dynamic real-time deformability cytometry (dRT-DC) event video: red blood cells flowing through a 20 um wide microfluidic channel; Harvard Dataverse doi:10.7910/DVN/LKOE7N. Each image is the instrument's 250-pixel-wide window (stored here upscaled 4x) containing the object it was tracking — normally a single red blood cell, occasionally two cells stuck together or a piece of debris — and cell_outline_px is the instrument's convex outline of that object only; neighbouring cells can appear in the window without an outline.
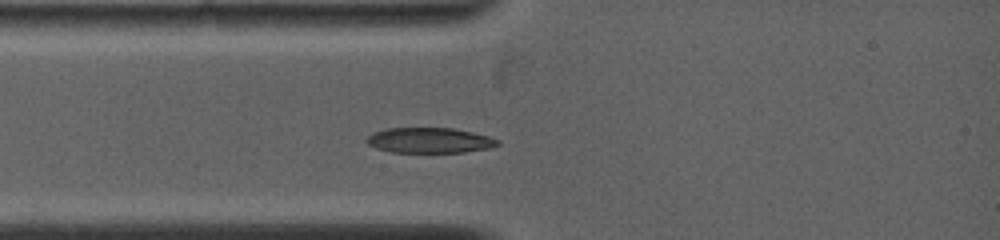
{"species": "common noctule bat (a hibernating species)", "species_latin": "Nyctalus noctula", "temperature_condition": "warm", "stored_images_in_passage": 20, "camera_frame_rate_fps": 5000, "um_per_image_px": 0.085, "animal": {"sex": "female", "body_mass_g": 19.0, "forearm_length_mm": 53.3}, "frame": {"image": 1, "passage_image": 1, "time_ms": 0.0, "image_size_px": [1000, 240], "cell_outline_px": [[500, 144], [492, 148], [464, 152], [392, 152], [376, 148], [368, 144], [364, 140], [372, 132], [384, 128], [452, 128], [472, 132], [488, 136], [500, 140]], "centroid_in_image_um": [36.51, 11.92], "position_along_channel_um": 48.5, "area_um2": 19.48}}
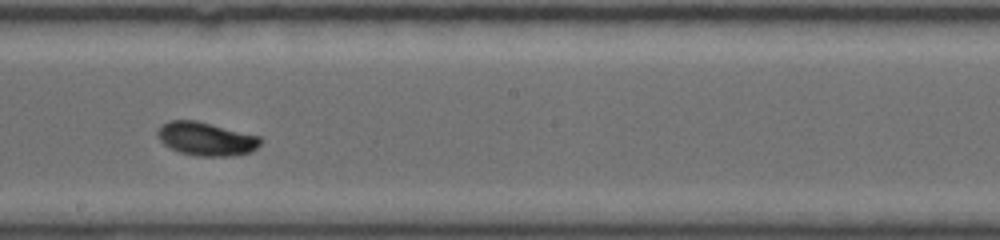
{"frame": {"image": 2, "passage_image": 11, "time_ms": 4.6, "image_size_px": [1000, 240], "cell_outline_px": [[264, 140], [256, 148], [248, 152], [232, 156], [200, 156], [180, 152], [164, 144], [156, 136], [156, 132], [160, 124], [168, 120], [196, 120], [260, 136]], "centroid_in_image_um": [17.5, 11.78], "position_along_channel_um": 230.7, "area_um2": 20.11}}
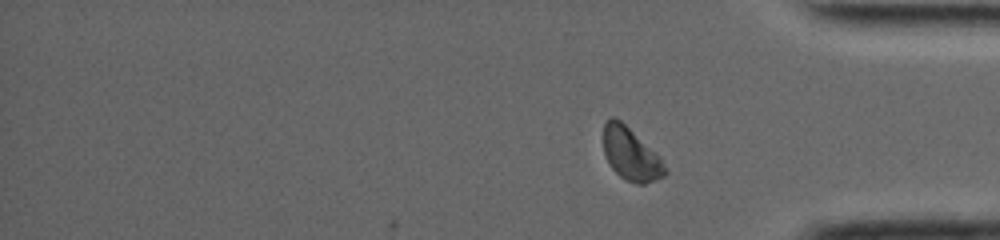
{"frame": {"image": 3, "passage_image": 20, "time_ms": 8.6, "image_size_px": [1000, 240], "cell_outline_px": [[668, 172], [664, 176], [644, 184], [636, 184], [620, 176], [612, 168], [604, 152], [604, 124], [612, 116], [620, 120], [660, 156], [668, 168]], "centroid_in_image_um": [53.66, 13.12], "position_along_channel_um": 381.5, "area_um2": 18.67}}